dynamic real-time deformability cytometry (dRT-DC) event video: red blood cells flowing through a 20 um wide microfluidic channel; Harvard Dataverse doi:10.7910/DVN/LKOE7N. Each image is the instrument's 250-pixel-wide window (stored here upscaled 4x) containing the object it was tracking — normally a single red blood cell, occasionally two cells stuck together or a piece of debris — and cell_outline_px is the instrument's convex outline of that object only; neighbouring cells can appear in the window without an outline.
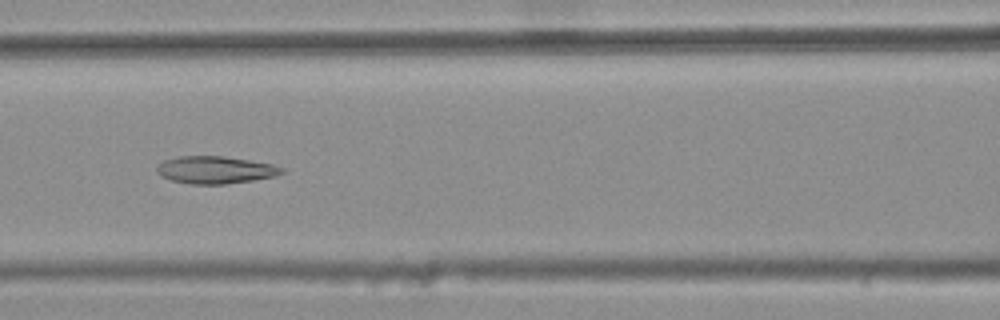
{"species": "common noctule bat (a hibernating species)", "species_latin": "Nyctalus noctula", "temperature_condition": "warm", "stored_images_in_passage": 8, "camera_frame_rate_fps": 3000, "um_per_image_px": 0.085, "animal": {"sex": "female", "body_mass_g": 25.1}, "frame": {"image": 1, "passage_image": 6, "time_ms": 1.667, "image_size_px": [1000, 320], "cell_outline_px": [[284, 172], [276, 176], [252, 180], [224, 184], [188, 184], [168, 180], [160, 176], [156, 172], [156, 168], [164, 160], [180, 156], [224, 156], [272, 164], [284, 168]], "centroid_in_image_um": [18.27, 14.45], "position_along_channel_um": 148.3, "area_um2": 20.0}}
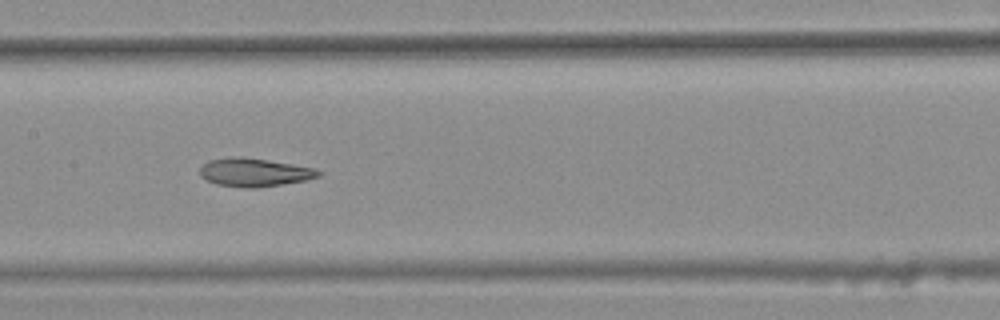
{"frame": {"image": 2, "passage_image": 7, "time_ms": 2.0, "image_size_px": [1000, 320], "cell_outline_px": [[324, 172], [320, 176], [304, 180], [256, 188], [248, 188], [216, 184], [200, 176], [200, 168], [208, 160], [236, 156], [240, 156], [268, 160], [316, 168]], "centroid_in_image_um": [21.63, 14.64], "position_along_channel_um": 185.8, "area_um2": 19.48}}
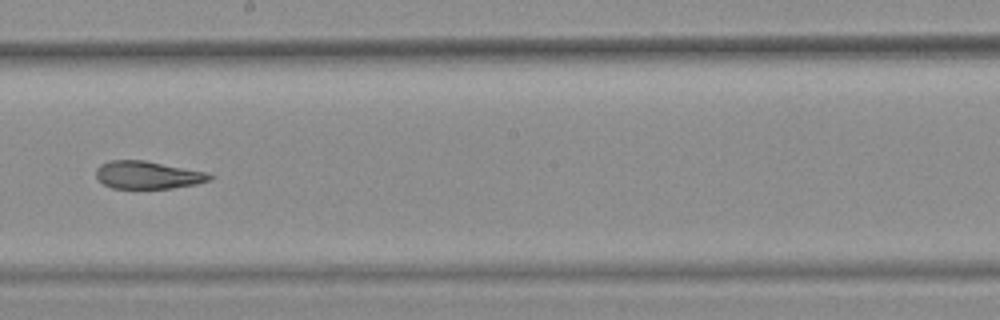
{"frame": {"image": 3, "passage_image": 8, "time_ms": 2.333, "image_size_px": [1000, 320], "cell_outline_px": [[212, 180], [196, 184], [172, 188], [112, 188], [104, 184], [96, 176], [96, 168], [100, 164], [112, 160], [144, 160], [208, 172], [212, 176]], "centroid_in_image_um": [12.57, 14.87], "position_along_channel_um": 235.6, "area_um2": 18.32}}